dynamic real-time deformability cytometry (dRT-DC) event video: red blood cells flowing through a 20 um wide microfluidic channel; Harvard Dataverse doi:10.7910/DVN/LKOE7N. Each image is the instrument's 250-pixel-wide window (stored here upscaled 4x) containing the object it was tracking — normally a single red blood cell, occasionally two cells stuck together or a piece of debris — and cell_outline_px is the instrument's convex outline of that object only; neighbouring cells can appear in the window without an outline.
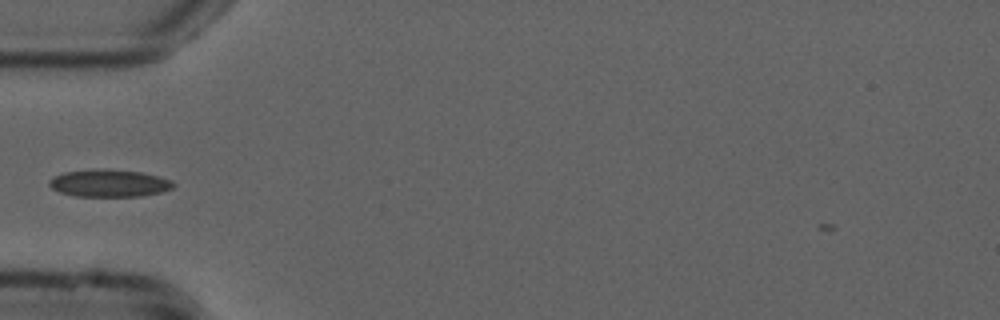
{"species": "common noctule bat (a hibernating species)", "species_latin": "Nyctalus noctula", "temperature_condition": "cold", "stored_images_in_passage": 38, "camera_frame_rate_fps": 3000, "um_per_image_px": 0.085, "animal": {"sex": "male", "forearm_length_mm": 52.5}, "frame": {"image": 1, "passage_image": 1, "time_ms": 0.0, "image_size_px": [1000, 320], "cell_outline_px": [[176, 184], [172, 188], [164, 192], [140, 196], [76, 196], [60, 192], [52, 188], [48, 184], [48, 180], [64, 172], [104, 168], [108, 168], [140, 172], [172, 180]], "centroid_in_image_um": [9.3, 15.57], "position_along_channel_um": 75.7, "area_um2": 19.83}}
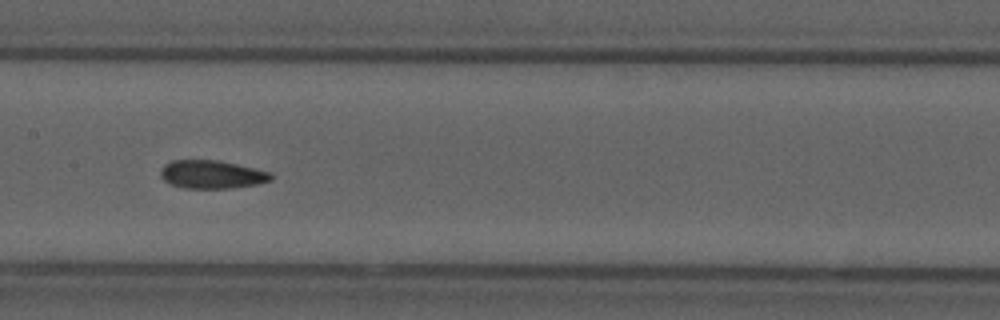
{"frame": {"image": 2, "passage_image": 10, "time_ms": 3.0, "image_size_px": [1000, 320], "cell_outline_px": [[272, 180], [256, 184], [232, 188], [184, 188], [172, 184], [164, 180], [160, 176], [160, 172], [164, 164], [172, 160], [216, 160], [236, 164], [272, 172]], "centroid_in_image_um": [18.0, 14.82], "position_along_channel_um": 189.4, "area_um2": 18.09}}
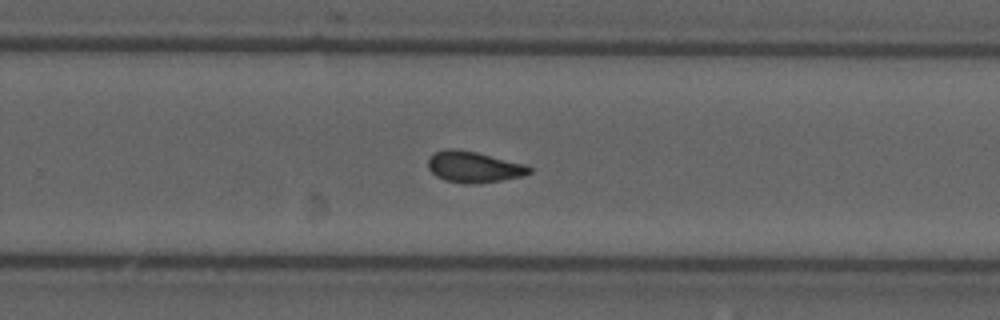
{"frame": {"image": 3, "passage_image": 18, "time_ms": 5.667, "image_size_px": [1000, 320], "cell_outline_px": [[532, 172], [524, 176], [476, 184], [464, 184], [444, 180], [436, 176], [428, 168], [428, 160], [436, 152], [448, 148], [456, 148], [476, 152], [528, 164], [532, 168]], "centroid_in_image_um": [40.31, 14.19], "position_along_channel_um": 289.5, "area_um2": 18.55}}